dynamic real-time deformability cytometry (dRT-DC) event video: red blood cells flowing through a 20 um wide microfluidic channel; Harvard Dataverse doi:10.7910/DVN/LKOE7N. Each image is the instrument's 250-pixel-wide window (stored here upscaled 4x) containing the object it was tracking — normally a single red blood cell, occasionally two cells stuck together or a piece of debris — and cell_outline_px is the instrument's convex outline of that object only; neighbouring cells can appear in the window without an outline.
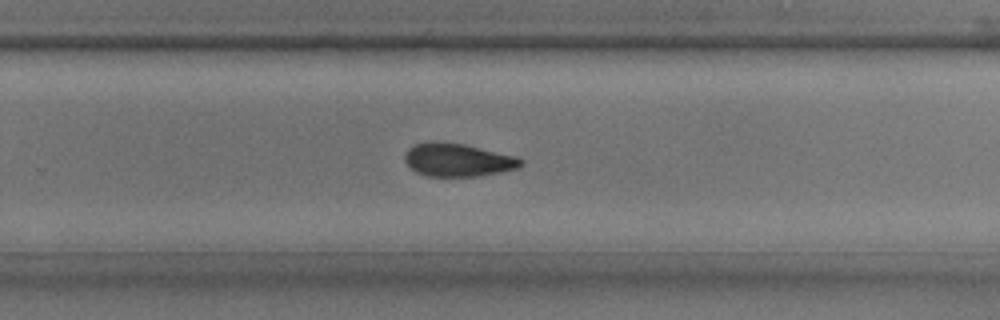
{"species": "common noctule bat (a hibernating species)", "species_latin": "Nyctalus noctula", "temperature_condition": "room temperature", "stored_images_in_passage": 23, "camera_frame_rate_fps": 3000, "um_per_image_px": 0.085, "animal": {"sex": "male", "body_mass_g": 17.9, "forearm_length_mm": 54.2}, "frame": {"image": 1, "passage_image": 17, "time_ms": 5.333, "image_size_px": [1000, 320], "cell_outline_px": [[524, 164], [516, 168], [500, 172], [476, 176], [428, 176], [416, 172], [404, 160], [404, 152], [408, 148], [416, 144], [464, 144], [516, 156], [524, 160]], "centroid_in_image_um": [38.95, 13.62], "position_along_channel_um": 290.8, "area_um2": 21.73}}